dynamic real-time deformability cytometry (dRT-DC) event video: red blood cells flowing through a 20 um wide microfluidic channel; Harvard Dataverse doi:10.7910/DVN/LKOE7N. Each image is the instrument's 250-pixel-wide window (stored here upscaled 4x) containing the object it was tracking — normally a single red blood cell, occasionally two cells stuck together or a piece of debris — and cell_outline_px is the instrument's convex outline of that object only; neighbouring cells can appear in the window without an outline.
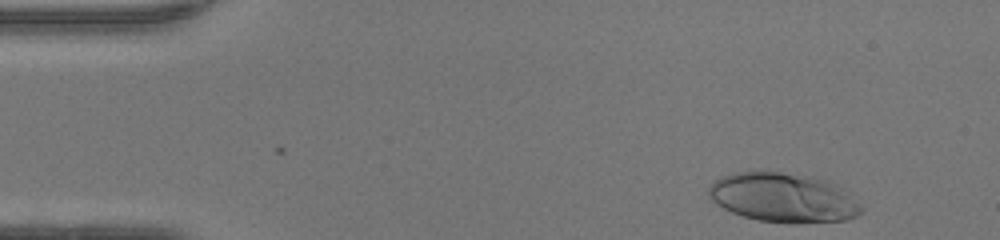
{"species": "human", "species_latin": "Homo sapiens", "temperature_condition": "warm", "stored_images_in_passage": 37, "camera_frame_rate_fps": 3000, "um_per_image_px": 0.085, "donor": {"sex": "female"}, "frame": {"image": 1, "passage_image": 2, "time_ms": 0.333, "image_size_px": [1000, 240], "cell_outline_px": [[864, 208], [856, 216], [848, 220], [796, 224], [760, 220], [744, 216], [732, 212], [716, 204], [708, 196], [708, 188], [716, 180], [724, 176], [736, 172], [780, 172], [816, 176], [828, 180], [852, 192]], "centroid_in_image_um": [66.67, 16.8], "position_along_channel_um": 18.3, "area_um2": 44.39}}
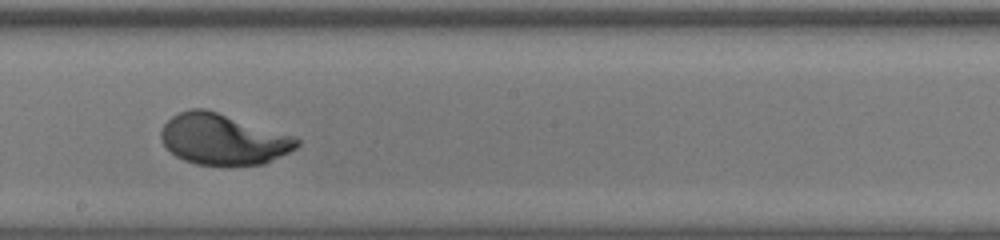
{"frame": {"image": 2, "passage_image": 24, "time_ms": 7.667, "image_size_px": [1000, 240], "cell_outline_px": [[300, 144], [296, 148], [264, 164], [196, 164], [184, 160], [176, 156], [160, 140], [160, 132], [164, 124], [172, 116], [188, 108], [204, 108], [296, 136], [300, 140]], "centroid_in_image_um": [18.96, 11.82], "position_along_channel_um": 229.2, "area_um2": 40.0}}
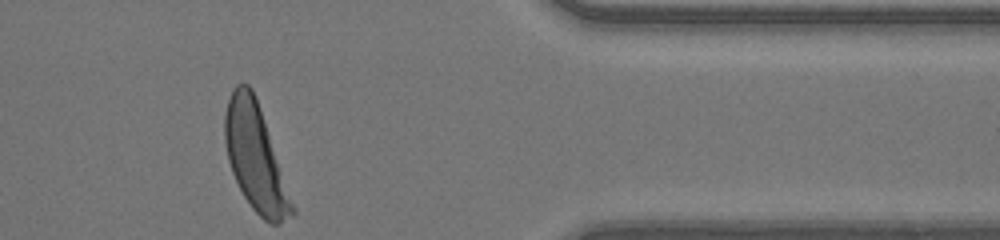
{"frame": {"image": 3, "passage_image": 37, "time_ms": 12.0, "image_size_px": [1000, 240], "cell_outline_px": [[296, 212], [292, 216], [280, 224], [268, 224], [252, 208], [244, 196], [232, 172], [228, 160], [224, 140], [224, 112], [232, 88], [236, 84], [248, 84], [252, 88], [296, 208]], "centroid_in_image_um": [21.71, 13.42], "position_along_channel_um": 389.7, "area_um2": 41.33}, "authors_computed_cell_mechanics": {"area_um2": 40.5178, "velocity_mm_per_s": 4.2536, "shape_relaxation_time_tau1_ms": 2.8214, "shape_relaxation_time_tau2_ms": null, "deformation_change_tau1": 0.2082, "deformation_change_tau2": null}}